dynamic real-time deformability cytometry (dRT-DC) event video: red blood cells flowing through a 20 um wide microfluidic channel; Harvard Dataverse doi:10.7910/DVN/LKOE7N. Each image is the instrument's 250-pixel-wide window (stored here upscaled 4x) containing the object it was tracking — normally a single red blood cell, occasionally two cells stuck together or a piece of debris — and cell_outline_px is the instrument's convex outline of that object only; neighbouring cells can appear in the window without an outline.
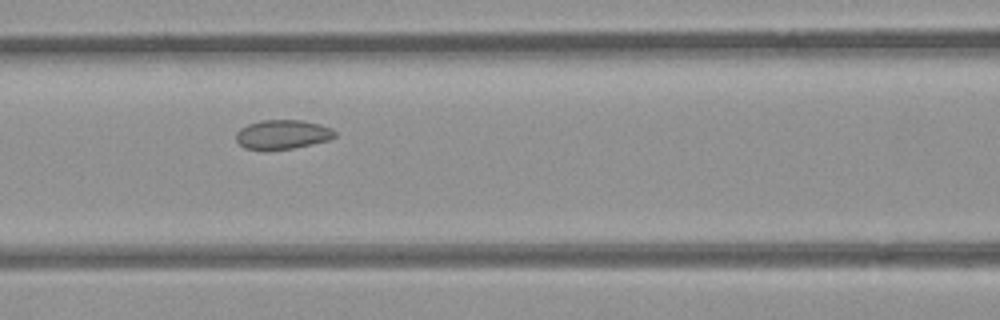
{"species": "common noctule bat (a hibernating species)", "species_latin": "Nyctalus noctula", "temperature_condition": "room temperature", "stored_images_in_passage": 9, "camera_frame_rate_fps": 3000, "um_per_image_px": 0.085, "animal": {"sex": "female", "body_mass_g": 21.9}, "frame": {"image": 1, "passage_image": 7, "time_ms": 7.667, "image_size_px": [1000, 320], "cell_outline_px": [[336, 136], [328, 140], [312, 144], [292, 148], [244, 148], [236, 140], [236, 132], [240, 128], [248, 124], [260, 120], [304, 120], [320, 124], [332, 128], [336, 132]], "centroid_in_image_um": [24.04, 11.39], "position_along_channel_um": 142.6, "area_um2": 16.59}}
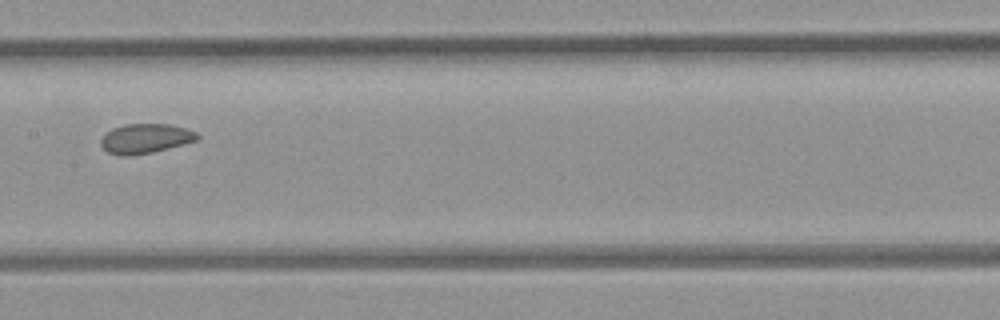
{"frame": {"image": 2, "passage_image": 8, "time_ms": 9.0, "image_size_px": [1000, 320], "cell_outline_px": [[200, 136], [196, 140], [184, 144], [152, 152], [128, 156], [120, 156], [108, 152], [100, 144], [100, 140], [104, 132], [112, 128], [124, 124], [168, 124], [184, 128], [196, 132]], "centroid_in_image_um": [12.31, 11.77], "position_along_channel_um": 195.1, "area_um2": 16.65}}
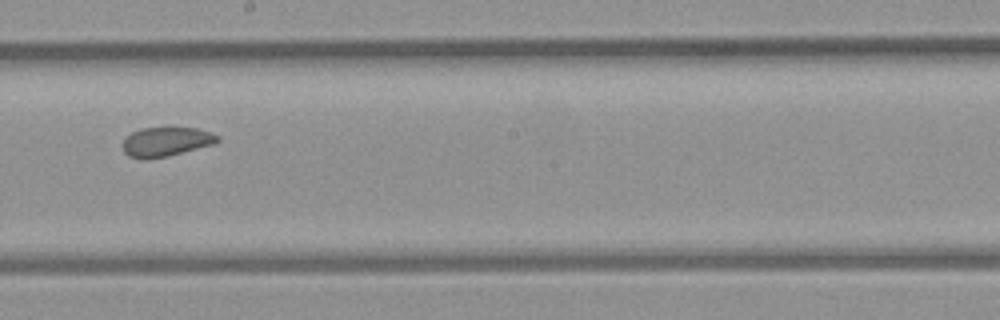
{"frame": {"image": 3, "passage_image": 9, "time_ms": 10.0, "image_size_px": [1000, 320], "cell_outline_px": [[220, 140], [212, 144], [168, 156], [144, 160], [140, 160], [128, 156], [124, 152], [124, 140], [132, 132], [140, 128], [168, 124], [196, 128], [212, 132], [220, 136]], "centroid_in_image_um": [14.12, 11.99], "position_along_channel_um": 234.1, "area_um2": 16.94}}